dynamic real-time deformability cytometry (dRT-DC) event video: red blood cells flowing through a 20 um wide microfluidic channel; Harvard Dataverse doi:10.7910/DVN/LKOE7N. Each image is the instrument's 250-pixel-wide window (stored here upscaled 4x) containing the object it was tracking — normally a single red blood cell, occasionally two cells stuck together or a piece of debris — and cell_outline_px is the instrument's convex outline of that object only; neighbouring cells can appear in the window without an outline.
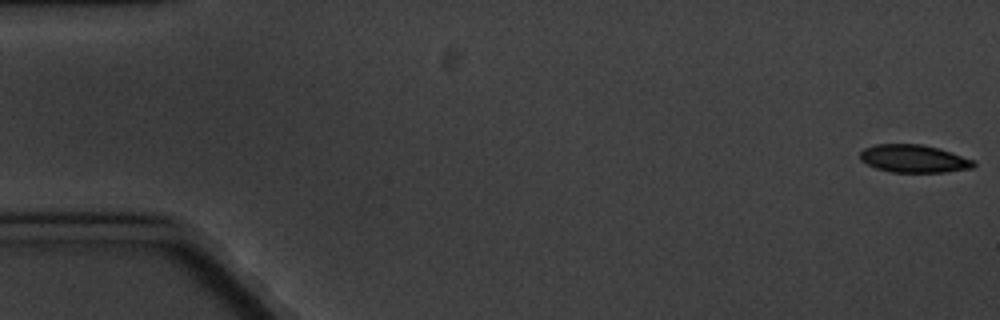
{"species": "common noctule bat (a hibernating species)", "species_latin": "Nyctalus noctula", "temperature_condition": "cold", "stored_images_in_passage": 9, "camera_frame_rate_fps": 3000, "um_per_image_px": 0.085, "animal": {"sex": "male", "body_mass_g": 20.1, "forearm_length_mm": 53.5}, "frame": {"image": 1, "passage_image": 1, "time_ms": 0.0, "image_size_px": [1000, 320], "cell_outline_px": [[976, 164], [972, 168], [948, 172], [892, 172], [876, 168], [860, 160], [860, 152], [864, 148], [876, 144], [920, 144], [940, 148], [976, 160]], "centroid_in_image_um": [77.71, 13.48], "position_along_channel_um": 7.3, "area_um2": 18.55}}
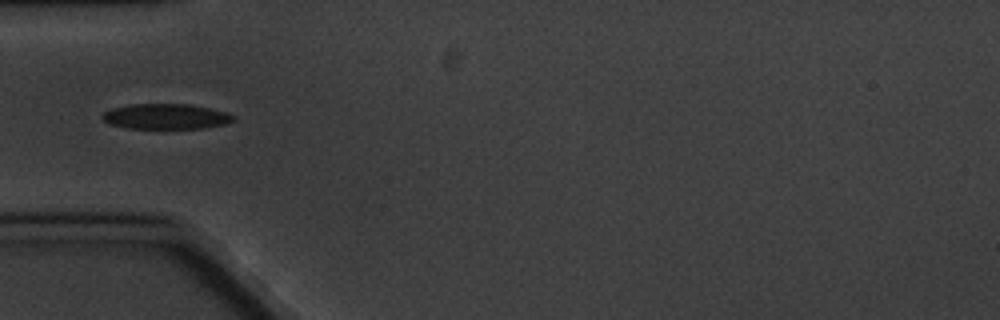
{"frame": {"image": 2, "passage_image": 6, "time_ms": 6.0, "image_size_px": [1000, 320], "cell_outline_px": [[236, 120], [224, 124], [204, 128], [128, 128], [108, 124], [100, 116], [104, 112], [112, 108], [128, 104], [188, 104], [208, 108], [224, 112], [236, 116]], "centroid_in_image_um": [14.07, 9.9], "position_along_channel_um": 70.9, "area_um2": 19.31}}